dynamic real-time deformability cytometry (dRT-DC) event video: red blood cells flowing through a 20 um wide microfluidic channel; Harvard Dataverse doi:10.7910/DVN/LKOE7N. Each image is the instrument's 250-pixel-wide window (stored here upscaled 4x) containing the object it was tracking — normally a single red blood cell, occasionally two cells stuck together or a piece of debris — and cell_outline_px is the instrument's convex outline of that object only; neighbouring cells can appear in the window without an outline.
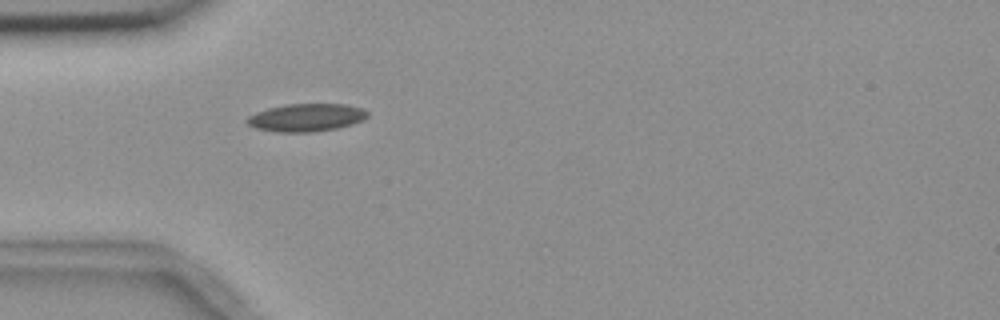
{"species": "common noctule bat (a hibernating species)", "species_latin": "Nyctalus noctula", "temperature_condition": "room temperature", "stored_images_in_passage": 5, "camera_frame_rate_fps": 3000, "um_per_image_px": 0.085, "animal": {"sex": "female", "body_mass_g": 18.4}, "frame": {"image": 1, "passage_image": 5, "time_ms": 4.667, "image_size_px": [1000, 320], "cell_outline_px": [[368, 116], [364, 120], [352, 124], [336, 128], [312, 132], [276, 132], [256, 128], [248, 124], [244, 120], [248, 116], [256, 112], [268, 108], [284, 104], [344, 104], [364, 108], [368, 112]], "centroid_in_image_um": [26.03, 9.98], "position_along_channel_um": 59.0, "area_um2": 19.65}}